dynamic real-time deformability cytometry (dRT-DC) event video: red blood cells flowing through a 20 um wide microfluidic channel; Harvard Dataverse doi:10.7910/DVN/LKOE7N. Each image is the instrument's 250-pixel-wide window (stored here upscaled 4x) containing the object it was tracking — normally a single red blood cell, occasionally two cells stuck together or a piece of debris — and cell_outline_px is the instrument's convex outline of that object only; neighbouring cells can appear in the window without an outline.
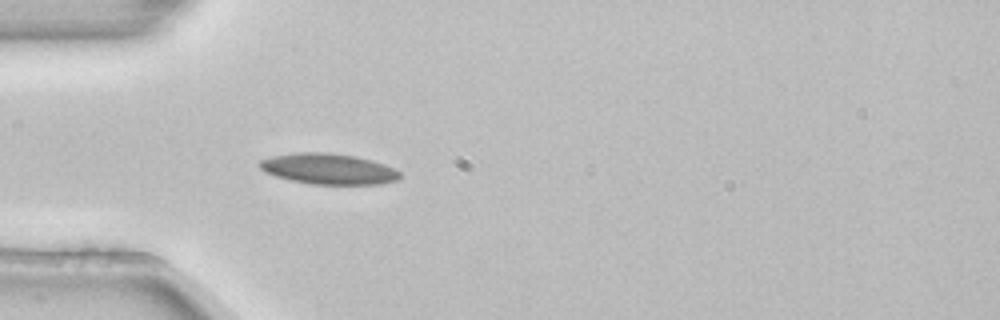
{"species": "common noctule bat (a hibernating species)", "species_latin": "Nyctalus noctula", "temperature_condition": "room temperature", "stored_images_in_passage": 5, "camera_frame_rate_fps": 3000, "um_per_image_px": 0.085, "animal": {"sex": "female", "body_mass_g": 22.7, "forearm_length_mm": 54.2}, "frame": {"image": 1, "passage_image": 5, "time_ms": 1.333, "image_size_px": [1000, 320], "cell_outline_px": [[400, 180], [380, 184], [312, 184], [292, 180], [276, 176], [264, 172], [256, 164], [260, 160], [272, 156], [296, 152], [328, 152], [356, 156], [372, 160], [384, 164], [400, 172]], "centroid_in_image_um": [27.91, 14.35], "position_along_channel_um": 57.1, "area_um2": 25.26}}